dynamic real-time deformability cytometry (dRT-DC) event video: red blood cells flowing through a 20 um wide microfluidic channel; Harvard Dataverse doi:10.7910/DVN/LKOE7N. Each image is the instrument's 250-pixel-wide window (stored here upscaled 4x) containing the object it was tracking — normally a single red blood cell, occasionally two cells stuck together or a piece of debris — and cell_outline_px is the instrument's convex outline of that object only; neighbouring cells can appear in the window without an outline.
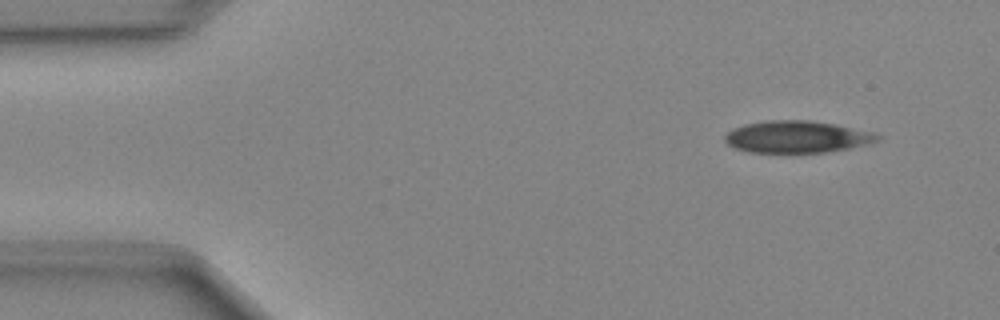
{"species": "Egyptian fruit bat (a non-hibernating species)", "species_latin": "Rousettus aegyptiacus", "temperature_condition": "cold", "stored_images_in_passage": 45, "camera_frame_rate_fps": 3000, "um_per_image_px": 0.085, "animal": {"sex": "female"}, "frame": {"image": 1, "passage_image": 1, "time_ms": 0.0, "image_size_px": [1000, 320], "cell_outline_px": [[880, 140], [872, 144], [828, 152], [748, 152], [736, 148], [728, 144], [724, 140], [724, 136], [732, 128], [744, 124], [764, 120], [808, 120], [836, 124], [876, 132], [880, 136]], "centroid_in_image_um": [67.79, 11.62], "position_along_channel_um": 17.2, "area_um2": 28.78}}
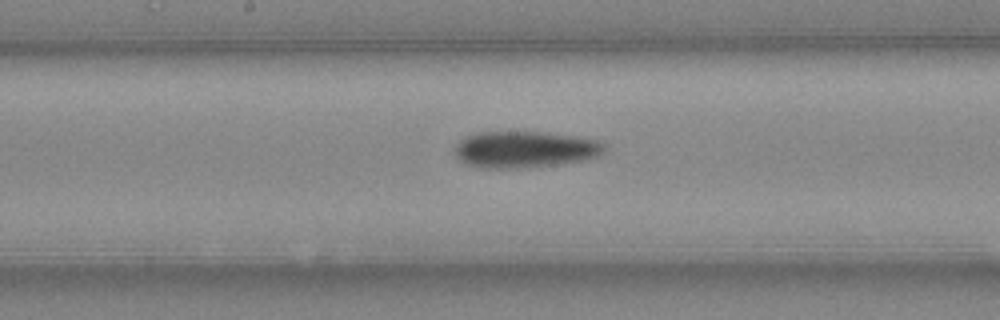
{"frame": {"image": 2, "passage_image": 21, "time_ms": 6.667, "image_size_px": [1000, 320], "cell_outline_px": [[604, 152], [600, 156], [584, 160], [552, 164], [516, 168], [480, 168], [468, 164], [460, 160], [456, 156], [452, 148], [464, 136], [476, 132], [540, 132], [572, 136], [596, 140], [604, 144]], "centroid_in_image_um": [44.54, 12.69], "position_along_channel_um": 203.7, "area_um2": 31.67}}
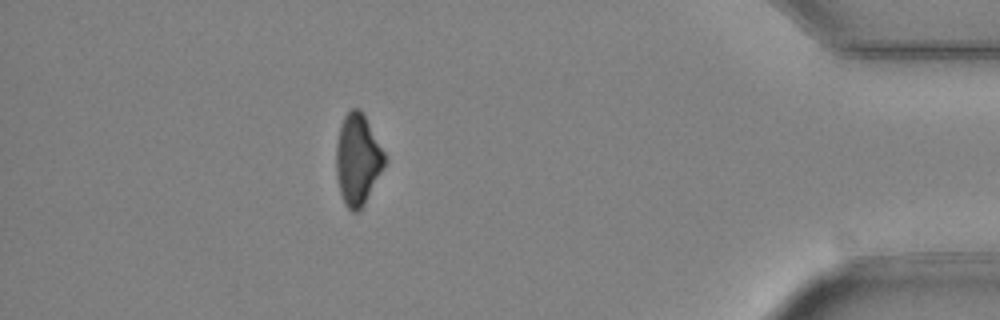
{"frame": {"image": 3, "passage_image": 39, "time_ms": 12.667, "image_size_px": [1000, 320], "cell_outline_px": [[388, 160], [364, 204], [356, 212], [352, 212], [344, 204], [340, 192], [336, 176], [336, 144], [340, 128], [344, 116], [352, 108], [360, 108], [364, 112]], "centroid_in_image_um": [30.41, 13.54], "position_along_channel_um": 404.8, "area_um2": 25.84}}